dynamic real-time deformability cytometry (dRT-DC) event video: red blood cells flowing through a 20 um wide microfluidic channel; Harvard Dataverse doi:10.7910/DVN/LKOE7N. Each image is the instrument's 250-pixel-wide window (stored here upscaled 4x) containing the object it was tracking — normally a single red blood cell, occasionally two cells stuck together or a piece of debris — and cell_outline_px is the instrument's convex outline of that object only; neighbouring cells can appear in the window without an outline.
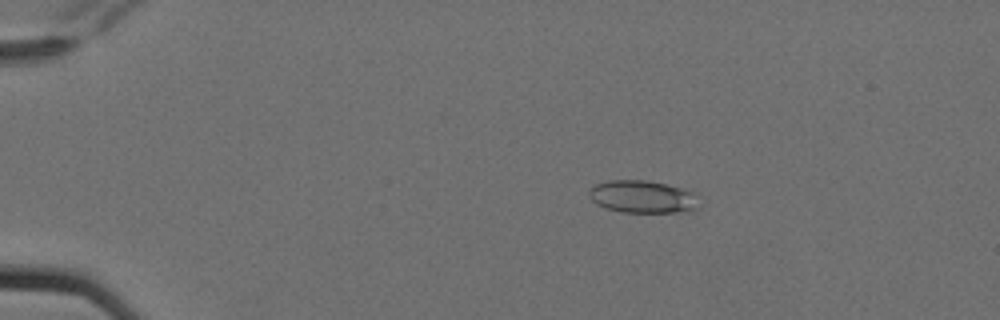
{"species": "Egyptian fruit bat (a non-hibernating species)", "species_latin": "Rousettus aegyptiacus", "temperature_condition": "cold", "stored_images_in_passage": 6, "camera_frame_rate_fps": 3000, "um_per_image_px": 0.085, "animal": {"sex": "female"}, "frame": {"image": 1, "passage_image": 3, "time_ms": 0.667, "image_size_px": [1000, 320], "cell_outline_px": [[700, 208], [692, 212], [624, 212], [604, 208], [596, 204], [588, 196], [588, 192], [596, 184], [608, 180], [644, 180], [684, 188], [692, 192]], "centroid_in_image_um": [54.62, 16.74], "position_along_channel_um": 30.4, "area_um2": 20.92}}